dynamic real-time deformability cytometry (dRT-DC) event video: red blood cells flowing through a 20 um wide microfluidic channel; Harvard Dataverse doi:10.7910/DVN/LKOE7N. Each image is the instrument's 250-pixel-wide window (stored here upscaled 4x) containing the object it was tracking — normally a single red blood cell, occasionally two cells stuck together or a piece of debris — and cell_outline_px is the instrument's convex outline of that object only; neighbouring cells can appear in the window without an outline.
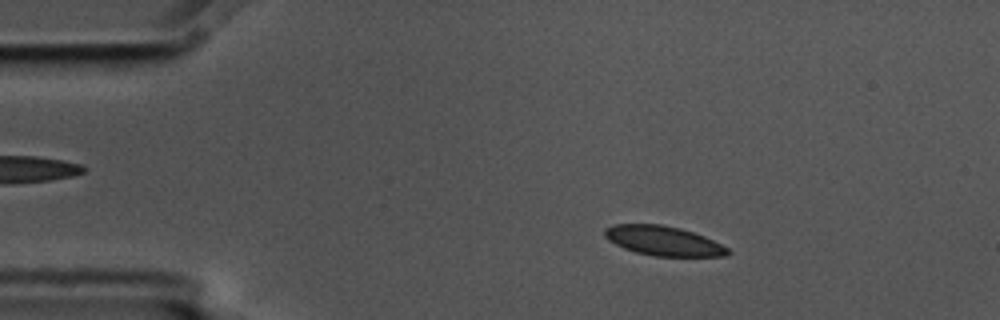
{"species": "common noctule bat (a hibernating species)", "species_latin": "Nyctalus noctula", "temperature_condition": "cold", "stored_images_in_passage": 3, "camera_frame_rate_fps": 3000, "um_per_image_px": 0.085, "animal": {"sex": "male", "body_mass_g": 17.5, "forearm_length_mm": 52.3}, "frame": {"image": 1, "passage_image": 2, "time_ms": 0.333, "image_size_px": [1000, 320], "cell_outline_px": [[732, 252], [728, 256], [656, 256], [636, 252], [624, 248], [608, 240], [604, 236], [604, 228], [612, 224], [660, 224], [680, 228], [704, 236], [728, 248]], "centroid_in_image_um": [56.37, 20.47], "position_along_channel_um": 28.6, "area_um2": 21.15}}